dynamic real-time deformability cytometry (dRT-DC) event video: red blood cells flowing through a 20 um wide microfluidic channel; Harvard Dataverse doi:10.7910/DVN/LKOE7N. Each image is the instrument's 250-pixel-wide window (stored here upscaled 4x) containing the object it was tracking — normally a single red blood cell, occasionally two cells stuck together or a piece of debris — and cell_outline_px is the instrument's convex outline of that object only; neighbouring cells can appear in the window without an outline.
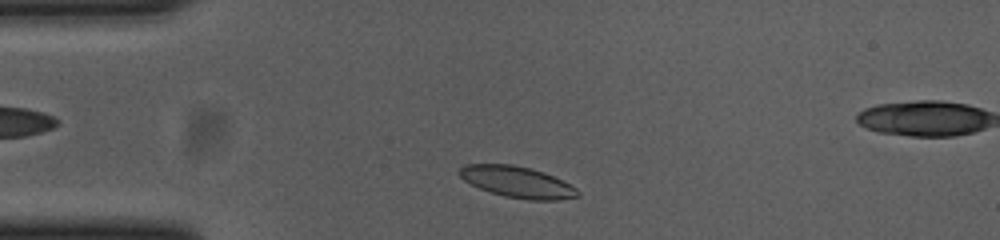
{"species": "common noctule bat (a hibernating species)", "species_latin": "Nyctalus noctula", "temperature_condition": "cold", "stored_images_in_passage": 41, "camera_frame_rate_fps": 3000, "um_per_image_px": 0.085, "animal": {"sex": "female", "body_mass_g": 23.0, "forearm_length_mm": 53.4}, "frame": {"image": 1, "passage_image": 4, "time_ms": 1.0, "image_size_px": [1000, 240], "cell_outline_px": [[580, 196], [556, 200], [528, 200], [504, 196], [480, 188], [464, 180], [456, 172], [464, 164], [512, 164], [544, 172], [576, 188], [580, 192]], "centroid_in_image_um": [43.94, 15.47], "position_along_channel_um": 41.1, "area_um2": 21.33}}
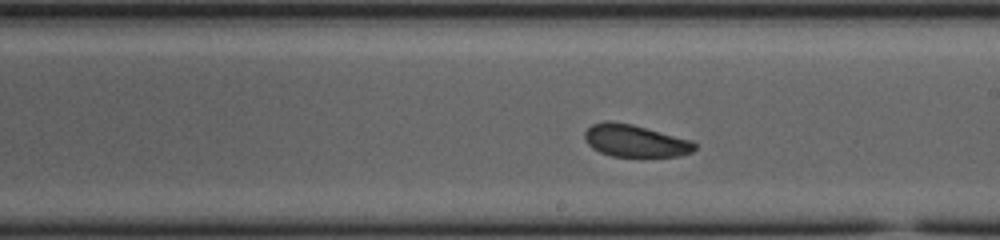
{"frame": {"image": 2, "passage_image": 22, "time_ms": 7.0, "image_size_px": [1000, 240], "cell_outline_px": [[696, 148], [692, 152], [680, 156], [612, 156], [600, 152], [592, 148], [588, 144], [584, 136], [584, 132], [592, 124], [604, 120], [608, 120], [632, 124], [692, 140], [696, 144]], "centroid_in_image_um": [53.98, 11.96], "position_along_channel_um": 235.0, "area_um2": 20.69}}
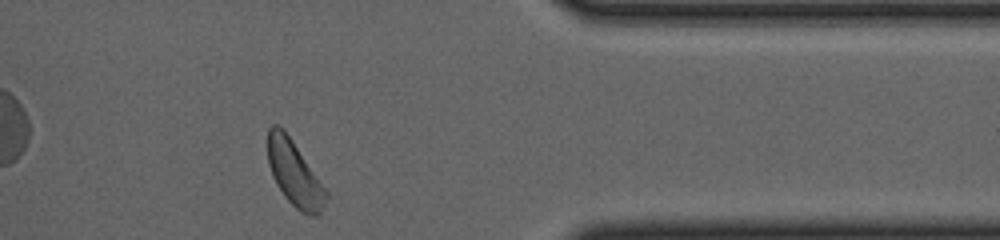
{"frame": {"image": 3, "passage_image": 36, "time_ms": 11.667, "image_size_px": [1000, 240], "cell_outline_px": [[328, 196], [320, 212], [316, 216], [312, 216], [300, 212], [284, 196], [276, 184], [272, 176], [268, 164], [268, 128], [272, 124], [276, 124], [284, 128], [328, 192]], "centroid_in_image_um": [25.01, 14.73], "position_along_channel_um": 386.4, "area_um2": 22.08}, "authors_computed_cell_mechanics": {"area_um2": 21.4438, "velocity_mm_per_s": 3.651, "shape_relaxation_time_tau1_ms": 5.5015, "shape_relaxation_time_tau2_ms": 5.6521, "deformation_change_tau1": 0.1224, "deformation_change_tau2": 0.1218}}